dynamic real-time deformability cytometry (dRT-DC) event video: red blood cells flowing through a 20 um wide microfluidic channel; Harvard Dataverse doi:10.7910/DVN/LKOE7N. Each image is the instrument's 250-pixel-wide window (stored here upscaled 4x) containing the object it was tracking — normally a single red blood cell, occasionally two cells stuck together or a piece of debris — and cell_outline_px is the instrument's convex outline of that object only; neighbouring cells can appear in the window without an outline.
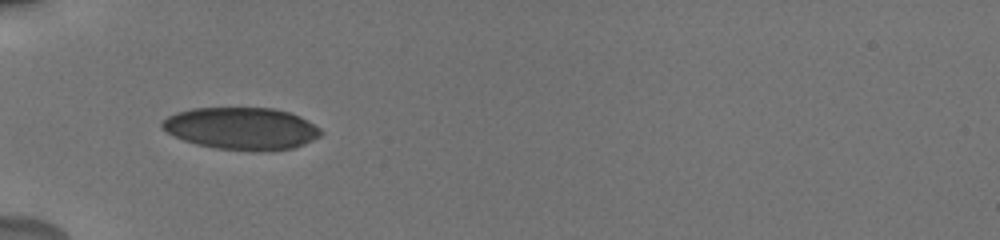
{"species": "human", "species_latin": "Homo sapiens", "temperature_condition": "cold", "stored_images_in_passage": 33, "camera_frame_rate_fps": 3000, "um_per_image_px": 0.085, "donor": {"sex": "male"}, "frame": {"image": 1, "passage_image": 1, "time_ms": 0.0, "image_size_px": [1000, 240], "cell_outline_px": [[324, 132], [320, 136], [312, 140], [292, 148], [260, 152], [216, 148], [196, 144], [184, 140], [168, 132], [160, 124], [168, 116], [176, 112], [192, 108], [272, 108], [288, 112], [300, 116], [320, 128]], "centroid_in_image_um": [20.55, 10.92], "position_along_channel_um": 64.5, "area_um2": 38.9}}
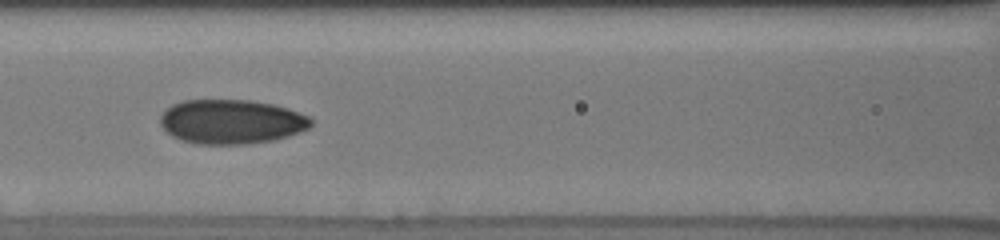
{"frame": {"image": 2, "passage_image": 9, "time_ms": 2.333, "image_size_px": [1000, 240], "cell_outline_px": [[312, 124], [308, 128], [300, 132], [288, 136], [272, 140], [248, 144], [192, 144], [180, 140], [172, 136], [160, 124], [160, 116], [172, 104], [184, 100], [248, 100], [272, 104], [288, 108], [308, 116], [312, 120]], "centroid_in_image_um": [19.66, 10.35], "position_along_channel_um": 146.9, "area_um2": 39.02}}
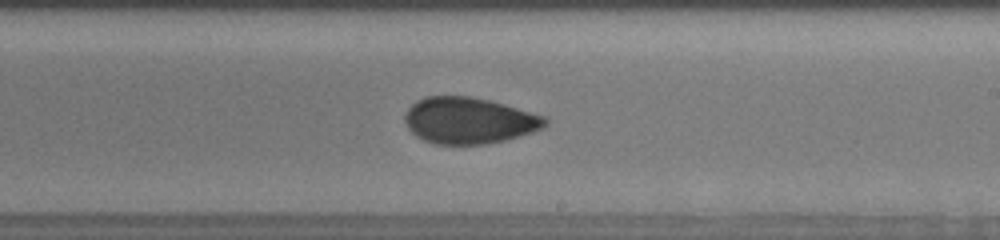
{"frame": {"image": 3, "passage_image": 16, "time_ms": 5.0, "image_size_px": [1000, 240], "cell_outline_px": [[548, 124], [544, 128], [520, 136], [488, 144], [436, 144], [424, 140], [416, 136], [408, 128], [404, 120], [404, 116], [408, 108], [416, 100], [428, 96], [472, 96], [492, 100], [544, 116], [548, 120]], "centroid_in_image_um": [39.87, 10.24], "position_along_channel_um": 249.1, "area_um2": 38.09}, "authors_computed_cell_mechanics": {"area_um2": 37.57, "velocity_mm_per_s": 3.8487, "shape_relaxation_time_tau1_ms": 6.8824, "shape_relaxation_time_tau2_ms": 1.5599, "deformation_change_tau1": 0.1349, "deformation_change_tau2": 0.0589}}